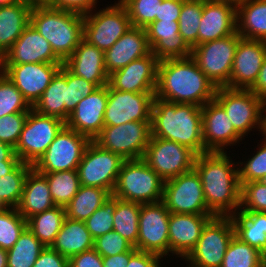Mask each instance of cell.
Here are the masks:
<instances>
[{"label": "cell", "instance_id": "obj_41", "mask_svg": "<svg viewBox=\"0 0 266 267\" xmlns=\"http://www.w3.org/2000/svg\"><path fill=\"white\" fill-rule=\"evenodd\" d=\"M266 257L235 235L231 239L221 267H263Z\"/></svg>", "mask_w": 266, "mask_h": 267}, {"label": "cell", "instance_id": "obj_62", "mask_svg": "<svg viewBox=\"0 0 266 267\" xmlns=\"http://www.w3.org/2000/svg\"><path fill=\"white\" fill-rule=\"evenodd\" d=\"M19 0H0V6L12 5Z\"/></svg>", "mask_w": 266, "mask_h": 267}, {"label": "cell", "instance_id": "obj_65", "mask_svg": "<svg viewBox=\"0 0 266 267\" xmlns=\"http://www.w3.org/2000/svg\"><path fill=\"white\" fill-rule=\"evenodd\" d=\"M263 185H266V175L259 180Z\"/></svg>", "mask_w": 266, "mask_h": 267}, {"label": "cell", "instance_id": "obj_27", "mask_svg": "<svg viewBox=\"0 0 266 267\" xmlns=\"http://www.w3.org/2000/svg\"><path fill=\"white\" fill-rule=\"evenodd\" d=\"M145 30L151 52L159 61L191 57L192 48L179 34L178 21H153Z\"/></svg>", "mask_w": 266, "mask_h": 267}, {"label": "cell", "instance_id": "obj_35", "mask_svg": "<svg viewBox=\"0 0 266 267\" xmlns=\"http://www.w3.org/2000/svg\"><path fill=\"white\" fill-rule=\"evenodd\" d=\"M112 194L105 189L80 185L78 192L64 207L68 219L86 221Z\"/></svg>", "mask_w": 266, "mask_h": 267}, {"label": "cell", "instance_id": "obj_30", "mask_svg": "<svg viewBox=\"0 0 266 267\" xmlns=\"http://www.w3.org/2000/svg\"><path fill=\"white\" fill-rule=\"evenodd\" d=\"M54 206L47 179L33 168L26 177L18 212L27 220Z\"/></svg>", "mask_w": 266, "mask_h": 267}, {"label": "cell", "instance_id": "obj_63", "mask_svg": "<svg viewBox=\"0 0 266 267\" xmlns=\"http://www.w3.org/2000/svg\"><path fill=\"white\" fill-rule=\"evenodd\" d=\"M215 1L231 2V3H233V4H235L237 6L242 0H215Z\"/></svg>", "mask_w": 266, "mask_h": 267}, {"label": "cell", "instance_id": "obj_40", "mask_svg": "<svg viewBox=\"0 0 266 267\" xmlns=\"http://www.w3.org/2000/svg\"><path fill=\"white\" fill-rule=\"evenodd\" d=\"M32 165L21 162L12 172L0 177V205L3 208H17L24 184Z\"/></svg>", "mask_w": 266, "mask_h": 267}, {"label": "cell", "instance_id": "obj_55", "mask_svg": "<svg viewBox=\"0 0 266 267\" xmlns=\"http://www.w3.org/2000/svg\"><path fill=\"white\" fill-rule=\"evenodd\" d=\"M181 8L182 0H162L155 21H178Z\"/></svg>", "mask_w": 266, "mask_h": 267}, {"label": "cell", "instance_id": "obj_54", "mask_svg": "<svg viewBox=\"0 0 266 267\" xmlns=\"http://www.w3.org/2000/svg\"><path fill=\"white\" fill-rule=\"evenodd\" d=\"M162 258L153 253L136 250L130 256L129 263L126 267H163V264H161V262L163 263Z\"/></svg>", "mask_w": 266, "mask_h": 267}, {"label": "cell", "instance_id": "obj_1", "mask_svg": "<svg viewBox=\"0 0 266 267\" xmlns=\"http://www.w3.org/2000/svg\"><path fill=\"white\" fill-rule=\"evenodd\" d=\"M232 159L228 152H206L197 155L194 163L207 208L215 216H231L240 208L238 165Z\"/></svg>", "mask_w": 266, "mask_h": 267}, {"label": "cell", "instance_id": "obj_44", "mask_svg": "<svg viewBox=\"0 0 266 267\" xmlns=\"http://www.w3.org/2000/svg\"><path fill=\"white\" fill-rule=\"evenodd\" d=\"M263 140L260 144H257L256 151L252 153V156L243 157L242 161L238 160V175L240 183H249L252 181H259L262 177L266 175V136L262 134Z\"/></svg>", "mask_w": 266, "mask_h": 267}, {"label": "cell", "instance_id": "obj_61", "mask_svg": "<svg viewBox=\"0 0 266 267\" xmlns=\"http://www.w3.org/2000/svg\"><path fill=\"white\" fill-rule=\"evenodd\" d=\"M0 267H7V250L0 248Z\"/></svg>", "mask_w": 266, "mask_h": 267}, {"label": "cell", "instance_id": "obj_9", "mask_svg": "<svg viewBox=\"0 0 266 267\" xmlns=\"http://www.w3.org/2000/svg\"><path fill=\"white\" fill-rule=\"evenodd\" d=\"M235 235L230 216H214L203 227L196 247L183 260L186 267H221Z\"/></svg>", "mask_w": 266, "mask_h": 267}, {"label": "cell", "instance_id": "obj_32", "mask_svg": "<svg viewBox=\"0 0 266 267\" xmlns=\"http://www.w3.org/2000/svg\"><path fill=\"white\" fill-rule=\"evenodd\" d=\"M94 239L84 221L65 218L51 248L62 256L70 258L76 254L93 249Z\"/></svg>", "mask_w": 266, "mask_h": 267}, {"label": "cell", "instance_id": "obj_17", "mask_svg": "<svg viewBox=\"0 0 266 267\" xmlns=\"http://www.w3.org/2000/svg\"><path fill=\"white\" fill-rule=\"evenodd\" d=\"M169 218L170 212L162 201L158 203L141 204L138 238L135 248L140 251L159 255L166 260V258L170 256L168 234Z\"/></svg>", "mask_w": 266, "mask_h": 267}, {"label": "cell", "instance_id": "obj_2", "mask_svg": "<svg viewBox=\"0 0 266 267\" xmlns=\"http://www.w3.org/2000/svg\"><path fill=\"white\" fill-rule=\"evenodd\" d=\"M216 90L191 57L165 59L158 63L156 98L202 107L215 98Z\"/></svg>", "mask_w": 266, "mask_h": 267}, {"label": "cell", "instance_id": "obj_50", "mask_svg": "<svg viewBox=\"0 0 266 267\" xmlns=\"http://www.w3.org/2000/svg\"><path fill=\"white\" fill-rule=\"evenodd\" d=\"M27 115L28 113H13L0 117V141L15 148Z\"/></svg>", "mask_w": 266, "mask_h": 267}, {"label": "cell", "instance_id": "obj_5", "mask_svg": "<svg viewBox=\"0 0 266 267\" xmlns=\"http://www.w3.org/2000/svg\"><path fill=\"white\" fill-rule=\"evenodd\" d=\"M97 89L95 84L74 75L62 65L32 109L66 122L82 98Z\"/></svg>", "mask_w": 266, "mask_h": 267}, {"label": "cell", "instance_id": "obj_22", "mask_svg": "<svg viewBox=\"0 0 266 267\" xmlns=\"http://www.w3.org/2000/svg\"><path fill=\"white\" fill-rule=\"evenodd\" d=\"M159 60L151 52L109 75L108 84L115 90L155 93Z\"/></svg>", "mask_w": 266, "mask_h": 267}, {"label": "cell", "instance_id": "obj_42", "mask_svg": "<svg viewBox=\"0 0 266 267\" xmlns=\"http://www.w3.org/2000/svg\"><path fill=\"white\" fill-rule=\"evenodd\" d=\"M205 0H182L179 15V34L191 47L198 45V29Z\"/></svg>", "mask_w": 266, "mask_h": 267}, {"label": "cell", "instance_id": "obj_58", "mask_svg": "<svg viewBox=\"0 0 266 267\" xmlns=\"http://www.w3.org/2000/svg\"><path fill=\"white\" fill-rule=\"evenodd\" d=\"M1 161H21L15 154V149L0 141V162Z\"/></svg>", "mask_w": 266, "mask_h": 267}, {"label": "cell", "instance_id": "obj_56", "mask_svg": "<svg viewBox=\"0 0 266 267\" xmlns=\"http://www.w3.org/2000/svg\"><path fill=\"white\" fill-rule=\"evenodd\" d=\"M137 249L133 247L128 252H124L117 255H112L108 257H102L103 267H126L129 263L130 256L136 251Z\"/></svg>", "mask_w": 266, "mask_h": 267}, {"label": "cell", "instance_id": "obj_53", "mask_svg": "<svg viewBox=\"0 0 266 267\" xmlns=\"http://www.w3.org/2000/svg\"><path fill=\"white\" fill-rule=\"evenodd\" d=\"M69 267H103L102 256L93 248L70 257Z\"/></svg>", "mask_w": 266, "mask_h": 267}, {"label": "cell", "instance_id": "obj_16", "mask_svg": "<svg viewBox=\"0 0 266 267\" xmlns=\"http://www.w3.org/2000/svg\"><path fill=\"white\" fill-rule=\"evenodd\" d=\"M162 202L170 213L213 214L207 208L201 179L195 169L164 181Z\"/></svg>", "mask_w": 266, "mask_h": 267}, {"label": "cell", "instance_id": "obj_13", "mask_svg": "<svg viewBox=\"0 0 266 267\" xmlns=\"http://www.w3.org/2000/svg\"><path fill=\"white\" fill-rule=\"evenodd\" d=\"M124 161L120 155L90 141L77 168L80 185L102 188L112 194Z\"/></svg>", "mask_w": 266, "mask_h": 267}, {"label": "cell", "instance_id": "obj_14", "mask_svg": "<svg viewBox=\"0 0 266 267\" xmlns=\"http://www.w3.org/2000/svg\"><path fill=\"white\" fill-rule=\"evenodd\" d=\"M197 154L174 141L151 136L143 160L164 181L194 169Z\"/></svg>", "mask_w": 266, "mask_h": 267}, {"label": "cell", "instance_id": "obj_3", "mask_svg": "<svg viewBox=\"0 0 266 267\" xmlns=\"http://www.w3.org/2000/svg\"><path fill=\"white\" fill-rule=\"evenodd\" d=\"M150 127L151 136L184 145L197 155L206 153L202 110L197 105L172 103L154 97Z\"/></svg>", "mask_w": 266, "mask_h": 267}, {"label": "cell", "instance_id": "obj_36", "mask_svg": "<svg viewBox=\"0 0 266 267\" xmlns=\"http://www.w3.org/2000/svg\"><path fill=\"white\" fill-rule=\"evenodd\" d=\"M66 218L65 208L54 206L27 219V228L45 246L51 247Z\"/></svg>", "mask_w": 266, "mask_h": 267}, {"label": "cell", "instance_id": "obj_25", "mask_svg": "<svg viewBox=\"0 0 266 267\" xmlns=\"http://www.w3.org/2000/svg\"><path fill=\"white\" fill-rule=\"evenodd\" d=\"M214 214L170 213L168 234L169 253L185 259L196 247L203 227Z\"/></svg>", "mask_w": 266, "mask_h": 267}, {"label": "cell", "instance_id": "obj_4", "mask_svg": "<svg viewBox=\"0 0 266 267\" xmlns=\"http://www.w3.org/2000/svg\"><path fill=\"white\" fill-rule=\"evenodd\" d=\"M30 24L64 62L83 39L84 15L50 6H33Z\"/></svg>", "mask_w": 266, "mask_h": 267}, {"label": "cell", "instance_id": "obj_29", "mask_svg": "<svg viewBox=\"0 0 266 267\" xmlns=\"http://www.w3.org/2000/svg\"><path fill=\"white\" fill-rule=\"evenodd\" d=\"M63 65L74 75L85 79L98 88L109 82L105 69L104 52L87 42L84 38Z\"/></svg>", "mask_w": 266, "mask_h": 267}, {"label": "cell", "instance_id": "obj_23", "mask_svg": "<svg viewBox=\"0 0 266 267\" xmlns=\"http://www.w3.org/2000/svg\"><path fill=\"white\" fill-rule=\"evenodd\" d=\"M24 63L63 64L52 50L50 43L31 24L1 58V65Z\"/></svg>", "mask_w": 266, "mask_h": 267}, {"label": "cell", "instance_id": "obj_11", "mask_svg": "<svg viewBox=\"0 0 266 267\" xmlns=\"http://www.w3.org/2000/svg\"><path fill=\"white\" fill-rule=\"evenodd\" d=\"M241 36L237 33L205 42L191 50V58L216 87L230 81L232 64Z\"/></svg>", "mask_w": 266, "mask_h": 267}, {"label": "cell", "instance_id": "obj_49", "mask_svg": "<svg viewBox=\"0 0 266 267\" xmlns=\"http://www.w3.org/2000/svg\"><path fill=\"white\" fill-rule=\"evenodd\" d=\"M133 247L134 246L129 241L113 230L94 239L93 248L102 257H108L128 252Z\"/></svg>", "mask_w": 266, "mask_h": 267}, {"label": "cell", "instance_id": "obj_60", "mask_svg": "<svg viewBox=\"0 0 266 267\" xmlns=\"http://www.w3.org/2000/svg\"><path fill=\"white\" fill-rule=\"evenodd\" d=\"M22 1L31 5L32 7L33 6H46L51 2V0H22Z\"/></svg>", "mask_w": 266, "mask_h": 267}, {"label": "cell", "instance_id": "obj_26", "mask_svg": "<svg viewBox=\"0 0 266 267\" xmlns=\"http://www.w3.org/2000/svg\"><path fill=\"white\" fill-rule=\"evenodd\" d=\"M236 31V5L226 1L205 0L198 29V45Z\"/></svg>", "mask_w": 266, "mask_h": 267}, {"label": "cell", "instance_id": "obj_28", "mask_svg": "<svg viewBox=\"0 0 266 267\" xmlns=\"http://www.w3.org/2000/svg\"><path fill=\"white\" fill-rule=\"evenodd\" d=\"M150 53L151 47L145 28L132 26L109 50L104 52L105 69L110 75Z\"/></svg>", "mask_w": 266, "mask_h": 267}, {"label": "cell", "instance_id": "obj_43", "mask_svg": "<svg viewBox=\"0 0 266 267\" xmlns=\"http://www.w3.org/2000/svg\"><path fill=\"white\" fill-rule=\"evenodd\" d=\"M26 227L27 220L17 208L0 210V248L7 251L11 249Z\"/></svg>", "mask_w": 266, "mask_h": 267}, {"label": "cell", "instance_id": "obj_10", "mask_svg": "<svg viewBox=\"0 0 266 267\" xmlns=\"http://www.w3.org/2000/svg\"><path fill=\"white\" fill-rule=\"evenodd\" d=\"M66 123L53 116L31 109L16 144L15 154L26 164L34 166Z\"/></svg>", "mask_w": 266, "mask_h": 267}, {"label": "cell", "instance_id": "obj_38", "mask_svg": "<svg viewBox=\"0 0 266 267\" xmlns=\"http://www.w3.org/2000/svg\"><path fill=\"white\" fill-rule=\"evenodd\" d=\"M45 246L26 227L7 251V267H32Z\"/></svg>", "mask_w": 266, "mask_h": 267}, {"label": "cell", "instance_id": "obj_48", "mask_svg": "<svg viewBox=\"0 0 266 267\" xmlns=\"http://www.w3.org/2000/svg\"><path fill=\"white\" fill-rule=\"evenodd\" d=\"M239 211L266 212V185L260 181L240 183Z\"/></svg>", "mask_w": 266, "mask_h": 267}, {"label": "cell", "instance_id": "obj_59", "mask_svg": "<svg viewBox=\"0 0 266 267\" xmlns=\"http://www.w3.org/2000/svg\"><path fill=\"white\" fill-rule=\"evenodd\" d=\"M22 161H1L0 177L12 172Z\"/></svg>", "mask_w": 266, "mask_h": 267}, {"label": "cell", "instance_id": "obj_47", "mask_svg": "<svg viewBox=\"0 0 266 267\" xmlns=\"http://www.w3.org/2000/svg\"><path fill=\"white\" fill-rule=\"evenodd\" d=\"M115 208L116 197L111 195L101 207L94 211L91 216L84 221L93 239L113 231V214Z\"/></svg>", "mask_w": 266, "mask_h": 267}, {"label": "cell", "instance_id": "obj_64", "mask_svg": "<svg viewBox=\"0 0 266 267\" xmlns=\"http://www.w3.org/2000/svg\"><path fill=\"white\" fill-rule=\"evenodd\" d=\"M264 135L266 136V103H265Z\"/></svg>", "mask_w": 266, "mask_h": 267}, {"label": "cell", "instance_id": "obj_52", "mask_svg": "<svg viewBox=\"0 0 266 267\" xmlns=\"http://www.w3.org/2000/svg\"><path fill=\"white\" fill-rule=\"evenodd\" d=\"M32 267H69V258L51 247H45Z\"/></svg>", "mask_w": 266, "mask_h": 267}, {"label": "cell", "instance_id": "obj_19", "mask_svg": "<svg viewBox=\"0 0 266 267\" xmlns=\"http://www.w3.org/2000/svg\"><path fill=\"white\" fill-rule=\"evenodd\" d=\"M63 64L24 63L1 65V72L16 86L33 106L51 83Z\"/></svg>", "mask_w": 266, "mask_h": 267}, {"label": "cell", "instance_id": "obj_45", "mask_svg": "<svg viewBox=\"0 0 266 267\" xmlns=\"http://www.w3.org/2000/svg\"><path fill=\"white\" fill-rule=\"evenodd\" d=\"M32 106L16 86L0 72V117L13 113H28Z\"/></svg>", "mask_w": 266, "mask_h": 267}, {"label": "cell", "instance_id": "obj_37", "mask_svg": "<svg viewBox=\"0 0 266 267\" xmlns=\"http://www.w3.org/2000/svg\"><path fill=\"white\" fill-rule=\"evenodd\" d=\"M141 204L116 198V208L113 214V230L137 245L139 216Z\"/></svg>", "mask_w": 266, "mask_h": 267}, {"label": "cell", "instance_id": "obj_18", "mask_svg": "<svg viewBox=\"0 0 266 267\" xmlns=\"http://www.w3.org/2000/svg\"><path fill=\"white\" fill-rule=\"evenodd\" d=\"M155 93H135L113 89L108 84L104 126H118L132 121H151Z\"/></svg>", "mask_w": 266, "mask_h": 267}, {"label": "cell", "instance_id": "obj_8", "mask_svg": "<svg viewBox=\"0 0 266 267\" xmlns=\"http://www.w3.org/2000/svg\"><path fill=\"white\" fill-rule=\"evenodd\" d=\"M116 2L84 14L83 38L103 52L132 27L127 9L119 0Z\"/></svg>", "mask_w": 266, "mask_h": 267}, {"label": "cell", "instance_id": "obj_7", "mask_svg": "<svg viewBox=\"0 0 266 267\" xmlns=\"http://www.w3.org/2000/svg\"><path fill=\"white\" fill-rule=\"evenodd\" d=\"M214 99L224 108L235 131L244 140L256 129L264 134L265 102L259 96L249 89L217 87Z\"/></svg>", "mask_w": 266, "mask_h": 267}, {"label": "cell", "instance_id": "obj_21", "mask_svg": "<svg viewBox=\"0 0 266 267\" xmlns=\"http://www.w3.org/2000/svg\"><path fill=\"white\" fill-rule=\"evenodd\" d=\"M266 57V41L241 37L235 52L230 81L231 89H250L256 82Z\"/></svg>", "mask_w": 266, "mask_h": 267}, {"label": "cell", "instance_id": "obj_57", "mask_svg": "<svg viewBox=\"0 0 266 267\" xmlns=\"http://www.w3.org/2000/svg\"><path fill=\"white\" fill-rule=\"evenodd\" d=\"M249 90L256 96H259L266 103V57L263 61L256 82Z\"/></svg>", "mask_w": 266, "mask_h": 267}, {"label": "cell", "instance_id": "obj_39", "mask_svg": "<svg viewBox=\"0 0 266 267\" xmlns=\"http://www.w3.org/2000/svg\"><path fill=\"white\" fill-rule=\"evenodd\" d=\"M40 174L47 179L51 197L56 206L65 207L79 190L80 182L77 170Z\"/></svg>", "mask_w": 266, "mask_h": 267}, {"label": "cell", "instance_id": "obj_34", "mask_svg": "<svg viewBox=\"0 0 266 267\" xmlns=\"http://www.w3.org/2000/svg\"><path fill=\"white\" fill-rule=\"evenodd\" d=\"M230 217L235 236L266 257V212L238 211Z\"/></svg>", "mask_w": 266, "mask_h": 267}, {"label": "cell", "instance_id": "obj_15", "mask_svg": "<svg viewBox=\"0 0 266 267\" xmlns=\"http://www.w3.org/2000/svg\"><path fill=\"white\" fill-rule=\"evenodd\" d=\"M90 140L66 125L33 168L39 173L77 170Z\"/></svg>", "mask_w": 266, "mask_h": 267}, {"label": "cell", "instance_id": "obj_24", "mask_svg": "<svg viewBox=\"0 0 266 267\" xmlns=\"http://www.w3.org/2000/svg\"><path fill=\"white\" fill-rule=\"evenodd\" d=\"M107 101L108 84L82 98L65 122L66 126L93 141L104 127Z\"/></svg>", "mask_w": 266, "mask_h": 267}, {"label": "cell", "instance_id": "obj_51", "mask_svg": "<svg viewBox=\"0 0 266 267\" xmlns=\"http://www.w3.org/2000/svg\"><path fill=\"white\" fill-rule=\"evenodd\" d=\"M101 1V0H100ZM98 0H51L47 5L53 8L87 14L97 8Z\"/></svg>", "mask_w": 266, "mask_h": 267}, {"label": "cell", "instance_id": "obj_6", "mask_svg": "<svg viewBox=\"0 0 266 267\" xmlns=\"http://www.w3.org/2000/svg\"><path fill=\"white\" fill-rule=\"evenodd\" d=\"M164 180L143 159L125 160L112 195L139 204L161 202Z\"/></svg>", "mask_w": 266, "mask_h": 267}, {"label": "cell", "instance_id": "obj_31", "mask_svg": "<svg viewBox=\"0 0 266 267\" xmlns=\"http://www.w3.org/2000/svg\"><path fill=\"white\" fill-rule=\"evenodd\" d=\"M32 6L22 0L0 6V58L12 47L30 24Z\"/></svg>", "mask_w": 266, "mask_h": 267}, {"label": "cell", "instance_id": "obj_33", "mask_svg": "<svg viewBox=\"0 0 266 267\" xmlns=\"http://www.w3.org/2000/svg\"><path fill=\"white\" fill-rule=\"evenodd\" d=\"M237 33L266 41V0H242L236 6Z\"/></svg>", "mask_w": 266, "mask_h": 267}, {"label": "cell", "instance_id": "obj_20", "mask_svg": "<svg viewBox=\"0 0 266 267\" xmlns=\"http://www.w3.org/2000/svg\"><path fill=\"white\" fill-rule=\"evenodd\" d=\"M201 110L206 152H227L228 147L243 144V138L235 131L224 108L215 99L203 105Z\"/></svg>", "mask_w": 266, "mask_h": 267}, {"label": "cell", "instance_id": "obj_12", "mask_svg": "<svg viewBox=\"0 0 266 267\" xmlns=\"http://www.w3.org/2000/svg\"><path fill=\"white\" fill-rule=\"evenodd\" d=\"M150 122L132 121L118 126H104L93 141L124 160L143 159L151 137Z\"/></svg>", "mask_w": 266, "mask_h": 267}, {"label": "cell", "instance_id": "obj_46", "mask_svg": "<svg viewBox=\"0 0 266 267\" xmlns=\"http://www.w3.org/2000/svg\"><path fill=\"white\" fill-rule=\"evenodd\" d=\"M127 9L132 26L145 28L155 21L162 0H119Z\"/></svg>", "mask_w": 266, "mask_h": 267}]
</instances>
